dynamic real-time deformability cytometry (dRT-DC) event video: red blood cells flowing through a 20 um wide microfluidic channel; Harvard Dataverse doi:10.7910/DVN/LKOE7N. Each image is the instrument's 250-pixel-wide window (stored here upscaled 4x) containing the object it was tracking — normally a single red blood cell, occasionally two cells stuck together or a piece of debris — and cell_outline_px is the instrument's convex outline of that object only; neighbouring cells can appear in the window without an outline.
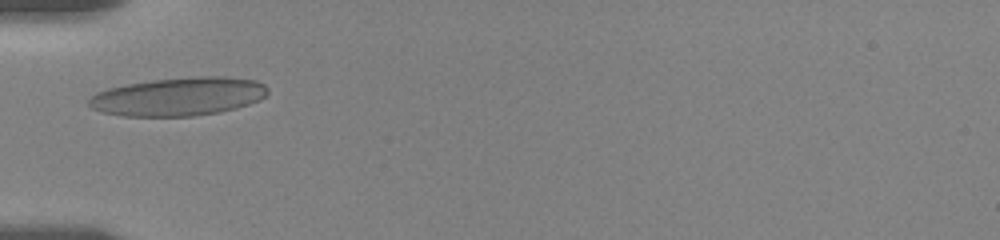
{"species": "human", "species_latin": "Homo sapiens", "temperature_condition": "room temperature", "stored_images_in_passage": 7, "camera_frame_rate_fps": 3000, "um_per_image_px": 0.085, "donor": {"sex": "female"}, "frame": {"image": 1, "passage_image": 4, "time_ms": 3.333, "image_size_px": [1000, 240], "cell_outline_px": [[268, 92], [260, 100], [236, 108], [220, 112], [192, 116], [124, 116], [104, 112], [92, 108], [88, 104], [88, 100], [96, 92], [108, 88], [128, 84], [152, 80], [196, 76], [224, 76], [256, 80], [264, 84], [268, 88]], "centroid_in_image_um": [15.2, 8.2], "position_along_channel_um": 69.8, "area_um2": 40.0}}
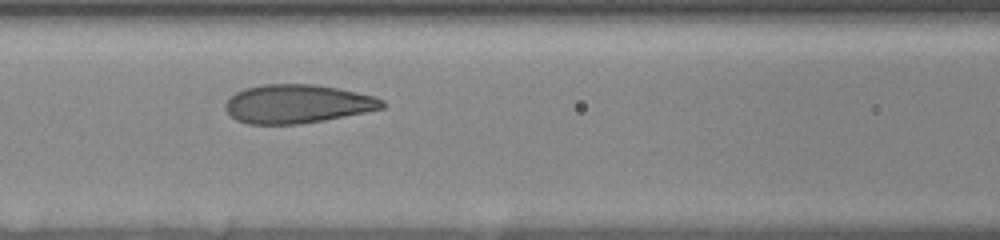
{"frame": {"image": 2, "passage_image": 6, "time_ms": 5.333, "image_size_px": [1000, 240], "cell_outline_px": [[384, 108], [324, 120], [300, 124], [248, 124], [236, 120], [224, 108], [224, 104], [236, 92], [244, 88], [264, 84], [312, 84], [336, 88], [356, 92], [372, 96], [384, 100]], "centroid_in_image_um": [25.24, 8.83], "position_along_channel_um": 141.4, "area_um2": 35.08}}
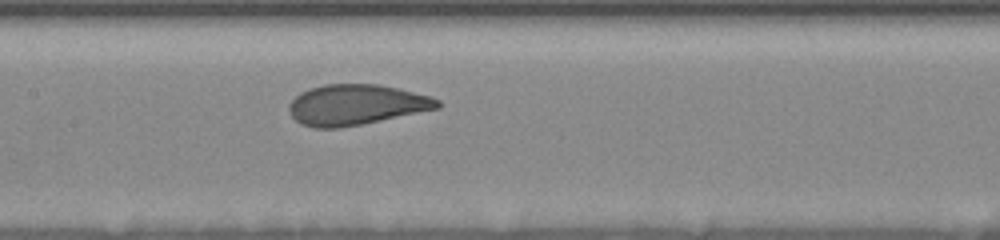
{"frame": {"image": 3, "passage_image": 7, "time_ms": 6.333, "image_size_px": [1000, 240], "cell_outline_px": [[440, 108], [340, 128], [312, 128], [300, 124], [292, 116], [288, 108], [288, 104], [300, 92], [308, 88], [324, 84], [376, 84], [400, 88], [432, 96], [440, 100]], "centroid_in_image_um": [30.26, 8.89], "position_along_channel_um": 177.1, "area_um2": 35.2}}